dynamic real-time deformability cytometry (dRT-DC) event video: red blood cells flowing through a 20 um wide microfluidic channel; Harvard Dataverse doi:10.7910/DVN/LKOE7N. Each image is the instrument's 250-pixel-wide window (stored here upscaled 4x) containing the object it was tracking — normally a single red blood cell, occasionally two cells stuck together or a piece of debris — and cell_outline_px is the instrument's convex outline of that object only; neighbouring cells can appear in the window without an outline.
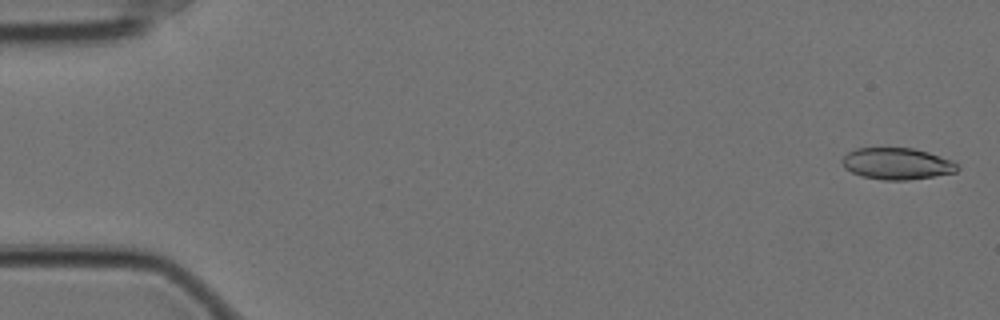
{"species": "Egyptian fruit bat (a non-hibernating species)", "species_latin": "Rousettus aegyptiacus", "temperature_condition": "cold", "stored_images_in_passage": 58, "camera_frame_rate_fps": 3000, "um_per_image_px": 0.085, "animal": {"sex": "female"}, "frame": {"image": 1, "passage_image": 2, "time_ms": 0.333, "image_size_px": [1000, 320], "cell_outline_px": [[960, 168], [956, 172], [908, 180], [884, 180], [864, 176], [852, 172], [844, 168], [840, 160], [848, 152], [856, 148], [912, 148], [928, 152], [952, 160]], "centroid_in_image_um": [76.23, 13.91], "position_along_channel_um": 8.8, "area_um2": 21.1}}
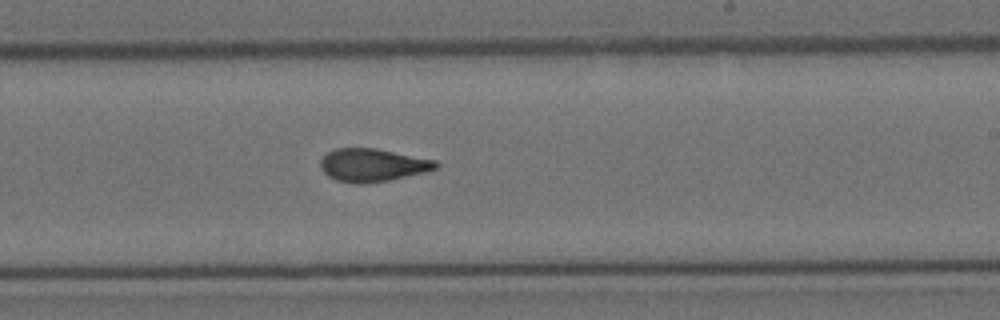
{"frame": {"image": 2, "passage_image": 35, "time_ms": 11.333, "image_size_px": [1000, 320], "cell_outline_px": [[440, 164], [436, 168], [424, 172], [388, 180], [360, 184], [336, 180], [328, 176], [320, 168], [320, 160], [328, 152], [336, 148], [376, 148], [436, 160]], "centroid_in_image_um": [31.65, 14.02], "position_along_channel_um": 257.3, "area_um2": 22.02}}
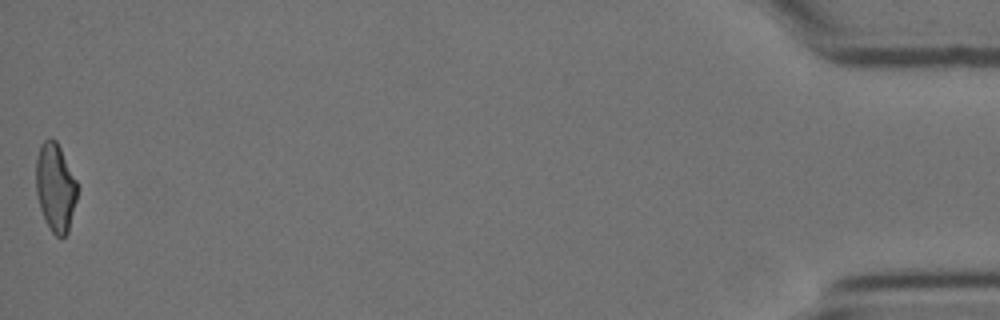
{"frame": {"image": 3, "passage_image": 58, "time_ms": 19.0, "image_size_px": [1000, 320], "cell_outline_px": [[76, 200], [68, 232], [64, 236], [56, 236], [52, 232], [44, 220], [40, 208], [36, 192], [36, 156], [40, 144], [44, 140], [52, 136], [56, 140], [76, 180]], "centroid_in_image_um": [4.68, 15.9], "position_along_channel_um": 430.5, "area_um2": 21.15}, "authors_computed_cell_mechanics": {"area_um2": 21.9062, "velocity_mm_per_s": 3.5068, "shape_relaxation_time_tau1_ms": 8.1435, "shape_relaxation_time_tau2_ms": 2.839, "deformation_change_tau1": 0.1973, "deformation_change_tau2": 0.0943}}